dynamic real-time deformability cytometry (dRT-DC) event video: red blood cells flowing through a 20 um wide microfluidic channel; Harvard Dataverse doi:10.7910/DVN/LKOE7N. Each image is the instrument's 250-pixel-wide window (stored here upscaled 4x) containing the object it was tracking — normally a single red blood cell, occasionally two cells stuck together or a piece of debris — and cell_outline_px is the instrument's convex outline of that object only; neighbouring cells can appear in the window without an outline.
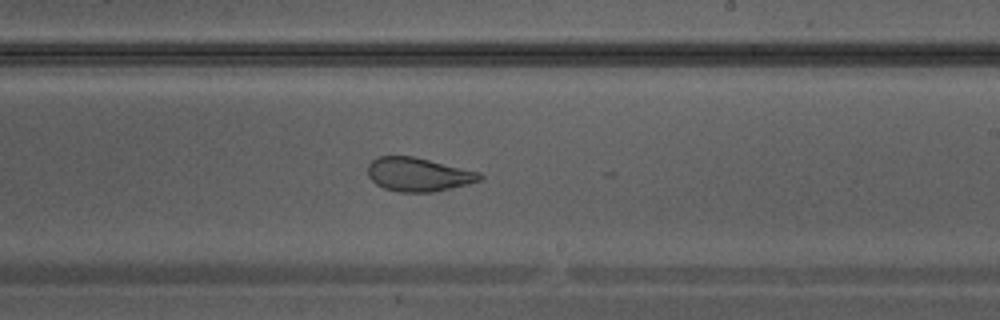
{"species": "Egyptian fruit bat (a non-hibernating species)", "species_latin": "Rousettus aegyptiacus", "temperature_condition": "warm", "stored_images_in_passage": 26, "camera_frame_rate_fps": 3000, "um_per_image_px": 0.085, "animal": {"sex": "male"}, "frame": {"image": 1, "passage_image": 12, "time_ms": 3.667, "image_size_px": [1000, 320], "cell_outline_px": [[484, 176], [480, 180], [468, 184], [452, 188], [432, 192], [400, 192], [384, 188], [376, 184], [368, 176], [368, 164], [376, 156], [412, 156], [480, 172]], "centroid_in_image_um": [35.55, 14.83], "position_along_channel_um": 253.5, "area_um2": 21.96}}